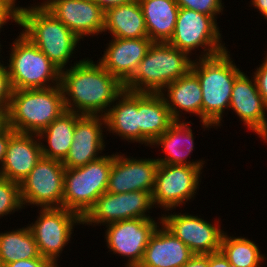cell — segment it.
I'll use <instances>...</instances> for the list:
<instances>
[{"instance_id":"cell-19","label":"cell","mask_w":267,"mask_h":267,"mask_svg":"<svg viewBox=\"0 0 267 267\" xmlns=\"http://www.w3.org/2000/svg\"><path fill=\"white\" fill-rule=\"evenodd\" d=\"M153 41L148 37L123 39L112 37L99 63L124 84L145 57Z\"/></svg>"},{"instance_id":"cell-7","label":"cell","mask_w":267,"mask_h":267,"mask_svg":"<svg viewBox=\"0 0 267 267\" xmlns=\"http://www.w3.org/2000/svg\"><path fill=\"white\" fill-rule=\"evenodd\" d=\"M112 155L77 168H65L63 208L78 213L82 218L94 206L97 199L107 192Z\"/></svg>"},{"instance_id":"cell-13","label":"cell","mask_w":267,"mask_h":267,"mask_svg":"<svg viewBox=\"0 0 267 267\" xmlns=\"http://www.w3.org/2000/svg\"><path fill=\"white\" fill-rule=\"evenodd\" d=\"M161 223L179 238L194 254L206 255L220 251L224 231L217 223L204 220L189 213L162 214ZM217 224V225H216Z\"/></svg>"},{"instance_id":"cell-37","label":"cell","mask_w":267,"mask_h":267,"mask_svg":"<svg viewBox=\"0 0 267 267\" xmlns=\"http://www.w3.org/2000/svg\"><path fill=\"white\" fill-rule=\"evenodd\" d=\"M14 133L15 131L9 125L0 130V169L5 159L9 139Z\"/></svg>"},{"instance_id":"cell-38","label":"cell","mask_w":267,"mask_h":267,"mask_svg":"<svg viewBox=\"0 0 267 267\" xmlns=\"http://www.w3.org/2000/svg\"><path fill=\"white\" fill-rule=\"evenodd\" d=\"M208 267H232L221 251L208 254Z\"/></svg>"},{"instance_id":"cell-34","label":"cell","mask_w":267,"mask_h":267,"mask_svg":"<svg viewBox=\"0 0 267 267\" xmlns=\"http://www.w3.org/2000/svg\"><path fill=\"white\" fill-rule=\"evenodd\" d=\"M0 62V105L4 106L6 109L9 105L12 88L9 80L7 66Z\"/></svg>"},{"instance_id":"cell-22","label":"cell","mask_w":267,"mask_h":267,"mask_svg":"<svg viewBox=\"0 0 267 267\" xmlns=\"http://www.w3.org/2000/svg\"><path fill=\"white\" fill-rule=\"evenodd\" d=\"M160 94L166 101L174 120H182V114L185 111L198 116L204 129L209 130L214 127L211 123L202 122V89L199 79L191 70L185 76L167 85Z\"/></svg>"},{"instance_id":"cell-5","label":"cell","mask_w":267,"mask_h":267,"mask_svg":"<svg viewBox=\"0 0 267 267\" xmlns=\"http://www.w3.org/2000/svg\"><path fill=\"white\" fill-rule=\"evenodd\" d=\"M65 111L60 85L12 90L6 109L7 125L18 133L39 134Z\"/></svg>"},{"instance_id":"cell-3","label":"cell","mask_w":267,"mask_h":267,"mask_svg":"<svg viewBox=\"0 0 267 267\" xmlns=\"http://www.w3.org/2000/svg\"><path fill=\"white\" fill-rule=\"evenodd\" d=\"M37 4L20 7L19 26L23 27L22 33L62 71L81 40L41 3Z\"/></svg>"},{"instance_id":"cell-4","label":"cell","mask_w":267,"mask_h":267,"mask_svg":"<svg viewBox=\"0 0 267 267\" xmlns=\"http://www.w3.org/2000/svg\"><path fill=\"white\" fill-rule=\"evenodd\" d=\"M192 62L186 52L167 42H153L123 87L132 92L161 93L167 85L185 76Z\"/></svg>"},{"instance_id":"cell-30","label":"cell","mask_w":267,"mask_h":267,"mask_svg":"<svg viewBox=\"0 0 267 267\" xmlns=\"http://www.w3.org/2000/svg\"><path fill=\"white\" fill-rule=\"evenodd\" d=\"M224 233L220 251L232 267H258L266 257L258 245L246 237H233Z\"/></svg>"},{"instance_id":"cell-16","label":"cell","mask_w":267,"mask_h":267,"mask_svg":"<svg viewBox=\"0 0 267 267\" xmlns=\"http://www.w3.org/2000/svg\"><path fill=\"white\" fill-rule=\"evenodd\" d=\"M116 154H113L107 192L118 194L147 191L152 194L158 168L156 159H136L124 156L125 154Z\"/></svg>"},{"instance_id":"cell-25","label":"cell","mask_w":267,"mask_h":267,"mask_svg":"<svg viewBox=\"0 0 267 267\" xmlns=\"http://www.w3.org/2000/svg\"><path fill=\"white\" fill-rule=\"evenodd\" d=\"M115 102L104 115L107 130L125 141L139 143L138 92L124 89Z\"/></svg>"},{"instance_id":"cell-17","label":"cell","mask_w":267,"mask_h":267,"mask_svg":"<svg viewBox=\"0 0 267 267\" xmlns=\"http://www.w3.org/2000/svg\"><path fill=\"white\" fill-rule=\"evenodd\" d=\"M229 108L249 130L267 143V107L257 89L254 77L242 72L234 81Z\"/></svg>"},{"instance_id":"cell-27","label":"cell","mask_w":267,"mask_h":267,"mask_svg":"<svg viewBox=\"0 0 267 267\" xmlns=\"http://www.w3.org/2000/svg\"><path fill=\"white\" fill-rule=\"evenodd\" d=\"M81 116L66 110L38 134L42 157L59 161L66 158L73 142L76 121ZM41 141H46L48 145Z\"/></svg>"},{"instance_id":"cell-31","label":"cell","mask_w":267,"mask_h":267,"mask_svg":"<svg viewBox=\"0 0 267 267\" xmlns=\"http://www.w3.org/2000/svg\"><path fill=\"white\" fill-rule=\"evenodd\" d=\"M23 208L19 183L0 176V218Z\"/></svg>"},{"instance_id":"cell-42","label":"cell","mask_w":267,"mask_h":267,"mask_svg":"<svg viewBox=\"0 0 267 267\" xmlns=\"http://www.w3.org/2000/svg\"><path fill=\"white\" fill-rule=\"evenodd\" d=\"M7 125L6 108L0 105V130Z\"/></svg>"},{"instance_id":"cell-6","label":"cell","mask_w":267,"mask_h":267,"mask_svg":"<svg viewBox=\"0 0 267 267\" xmlns=\"http://www.w3.org/2000/svg\"><path fill=\"white\" fill-rule=\"evenodd\" d=\"M10 50L7 69L12 90L60 85L59 68L22 32L13 41Z\"/></svg>"},{"instance_id":"cell-41","label":"cell","mask_w":267,"mask_h":267,"mask_svg":"<svg viewBox=\"0 0 267 267\" xmlns=\"http://www.w3.org/2000/svg\"><path fill=\"white\" fill-rule=\"evenodd\" d=\"M250 4L258 9L259 13H261L267 21V0H251Z\"/></svg>"},{"instance_id":"cell-20","label":"cell","mask_w":267,"mask_h":267,"mask_svg":"<svg viewBox=\"0 0 267 267\" xmlns=\"http://www.w3.org/2000/svg\"><path fill=\"white\" fill-rule=\"evenodd\" d=\"M41 158L38 134L15 132L9 139L0 176L20 184Z\"/></svg>"},{"instance_id":"cell-1","label":"cell","mask_w":267,"mask_h":267,"mask_svg":"<svg viewBox=\"0 0 267 267\" xmlns=\"http://www.w3.org/2000/svg\"><path fill=\"white\" fill-rule=\"evenodd\" d=\"M75 63L61 71L65 109L81 115L104 116L124 90L123 84L98 61L95 64L83 58Z\"/></svg>"},{"instance_id":"cell-2","label":"cell","mask_w":267,"mask_h":267,"mask_svg":"<svg viewBox=\"0 0 267 267\" xmlns=\"http://www.w3.org/2000/svg\"><path fill=\"white\" fill-rule=\"evenodd\" d=\"M229 53L227 49L215 56L196 58L191 65L202 89V122L216 129L222 125L224 109L230 110L234 81L242 73Z\"/></svg>"},{"instance_id":"cell-23","label":"cell","mask_w":267,"mask_h":267,"mask_svg":"<svg viewBox=\"0 0 267 267\" xmlns=\"http://www.w3.org/2000/svg\"><path fill=\"white\" fill-rule=\"evenodd\" d=\"M193 134L189 121L175 120L164 134L151 143L152 147L153 145L161 146V150L166 154L164 158L156 159L158 164L203 167L205 164L203 159L198 161H193V159L188 161L189 159H187L190 153H193L195 145Z\"/></svg>"},{"instance_id":"cell-8","label":"cell","mask_w":267,"mask_h":267,"mask_svg":"<svg viewBox=\"0 0 267 267\" xmlns=\"http://www.w3.org/2000/svg\"><path fill=\"white\" fill-rule=\"evenodd\" d=\"M220 32L218 23L212 16L179 8L174 33L167 43L189 56L201 47V54L197 58L211 57L227 50L225 43L222 44Z\"/></svg>"},{"instance_id":"cell-9","label":"cell","mask_w":267,"mask_h":267,"mask_svg":"<svg viewBox=\"0 0 267 267\" xmlns=\"http://www.w3.org/2000/svg\"><path fill=\"white\" fill-rule=\"evenodd\" d=\"M37 217V220L28 227L35 237L41 256L58 265V258L71 241L75 225L83 224L82 217L63 207L40 208Z\"/></svg>"},{"instance_id":"cell-33","label":"cell","mask_w":267,"mask_h":267,"mask_svg":"<svg viewBox=\"0 0 267 267\" xmlns=\"http://www.w3.org/2000/svg\"><path fill=\"white\" fill-rule=\"evenodd\" d=\"M15 3L16 0H0V29L4 28L9 20L19 25L20 7Z\"/></svg>"},{"instance_id":"cell-24","label":"cell","mask_w":267,"mask_h":267,"mask_svg":"<svg viewBox=\"0 0 267 267\" xmlns=\"http://www.w3.org/2000/svg\"><path fill=\"white\" fill-rule=\"evenodd\" d=\"M139 144L151 143L175 121L160 93L138 92Z\"/></svg>"},{"instance_id":"cell-36","label":"cell","mask_w":267,"mask_h":267,"mask_svg":"<svg viewBox=\"0 0 267 267\" xmlns=\"http://www.w3.org/2000/svg\"><path fill=\"white\" fill-rule=\"evenodd\" d=\"M2 267H59L53 261L47 258H33L27 260H18L5 264Z\"/></svg>"},{"instance_id":"cell-32","label":"cell","mask_w":267,"mask_h":267,"mask_svg":"<svg viewBox=\"0 0 267 267\" xmlns=\"http://www.w3.org/2000/svg\"><path fill=\"white\" fill-rule=\"evenodd\" d=\"M180 8H188L212 16L214 19L223 12L222 0H176Z\"/></svg>"},{"instance_id":"cell-11","label":"cell","mask_w":267,"mask_h":267,"mask_svg":"<svg viewBox=\"0 0 267 267\" xmlns=\"http://www.w3.org/2000/svg\"><path fill=\"white\" fill-rule=\"evenodd\" d=\"M203 167L158 164L152 192L154 207L165 211L186 204L194 199L201 182Z\"/></svg>"},{"instance_id":"cell-15","label":"cell","mask_w":267,"mask_h":267,"mask_svg":"<svg viewBox=\"0 0 267 267\" xmlns=\"http://www.w3.org/2000/svg\"><path fill=\"white\" fill-rule=\"evenodd\" d=\"M41 4L79 39L104 31V10L92 0H43Z\"/></svg>"},{"instance_id":"cell-28","label":"cell","mask_w":267,"mask_h":267,"mask_svg":"<svg viewBox=\"0 0 267 267\" xmlns=\"http://www.w3.org/2000/svg\"><path fill=\"white\" fill-rule=\"evenodd\" d=\"M145 19L148 38L153 42H168L177 21L176 0H138Z\"/></svg>"},{"instance_id":"cell-29","label":"cell","mask_w":267,"mask_h":267,"mask_svg":"<svg viewBox=\"0 0 267 267\" xmlns=\"http://www.w3.org/2000/svg\"><path fill=\"white\" fill-rule=\"evenodd\" d=\"M42 257L28 226L0 233V267L18 260Z\"/></svg>"},{"instance_id":"cell-40","label":"cell","mask_w":267,"mask_h":267,"mask_svg":"<svg viewBox=\"0 0 267 267\" xmlns=\"http://www.w3.org/2000/svg\"><path fill=\"white\" fill-rule=\"evenodd\" d=\"M98 4L104 11L108 8L119 6L121 4H126L132 2L133 0H92Z\"/></svg>"},{"instance_id":"cell-21","label":"cell","mask_w":267,"mask_h":267,"mask_svg":"<svg viewBox=\"0 0 267 267\" xmlns=\"http://www.w3.org/2000/svg\"><path fill=\"white\" fill-rule=\"evenodd\" d=\"M193 256L194 253L160 223L150 236L137 267H183Z\"/></svg>"},{"instance_id":"cell-39","label":"cell","mask_w":267,"mask_h":267,"mask_svg":"<svg viewBox=\"0 0 267 267\" xmlns=\"http://www.w3.org/2000/svg\"><path fill=\"white\" fill-rule=\"evenodd\" d=\"M183 267H208V254H194Z\"/></svg>"},{"instance_id":"cell-18","label":"cell","mask_w":267,"mask_h":267,"mask_svg":"<svg viewBox=\"0 0 267 267\" xmlns=\"http://www.w3.org/2000/svg\"><path fill=\"white\" fill-rule=\"evenodd\" d=\"M103 128H106L104 116L82 115L76 121L71 148L62 161L65 168L85 166L103 156L100 155L106 146Z\"/></svg>"},{"instance_id":"cell-26","label":"cell","mask_w":267,"mask_h":267,"mask_svg":"<svg viewBox=\"0 0 267 267\" xmlns=\"http://www.w3.org/2000/svg\"><path fill=\"white\" fill-rule=\"evenodd\" d=\"M111 37L138 39L148 37L145 19L138 0L108 8L104 11V31Z\"/></svg>"},{"instance_id":"cell-35","label":"cell","mask_w":267,"mask_h":267,"mask_svg":"<svg viewBox=\"0 0 267 267\" xmlns=\"http://www.w3.org/2000/svg\"><path fill=\"white\" fill-rule=\"evenodd\" d=\"M263 61L264 62H262V64L255 69V72H253L254 75L252 74V76L255 79L257 89L267 107V55H265Z\"/></svg>"},{"instance_id":"cell-10","label":"cell","mask_w":267,"mask_h":267,"mask_svg":"<svg viewBox=\"0 0 267 267\" xmlns=\"http://www.w3.org/2000/svg\"><path fill=\"white\" fill-rule=\"evenodd\" d=\"M64 173L62 161L42 157L19 184L23 207H63Z\"/></svg>"},{"instance_id":"cell-12","label":"cell","mask_w":267,"mask_h":267,"mask_svg":"<svg viewBox=\"0 0 267 267\" xmlns=\"http://www.w3.org/2000/svg\"><path fill=\"white\" fill-rule=\"evenodd\" d=\"M152 208L154 205L150 192L133 191L118 194L105 192L82 218L83 225L104 226L113 222L136 218L155 219L150 218V215L147 214Z\"/></svg>"},{"instance_id":"cell-14","label":"cell","mask_w":267,"mask_h":267,"mask_svg":"<svg viewBox=\"0 0 267 267\" xmlns=\"http://www.w3.org/2000/svg\"><path fill=\"white\" fill-rule=\"evenodd\" d=\"M154 219H130L106 225L108 251L127 258L125 267H137L143 258L150 236L160 225Z\"/></svg>"}]
</instances>
